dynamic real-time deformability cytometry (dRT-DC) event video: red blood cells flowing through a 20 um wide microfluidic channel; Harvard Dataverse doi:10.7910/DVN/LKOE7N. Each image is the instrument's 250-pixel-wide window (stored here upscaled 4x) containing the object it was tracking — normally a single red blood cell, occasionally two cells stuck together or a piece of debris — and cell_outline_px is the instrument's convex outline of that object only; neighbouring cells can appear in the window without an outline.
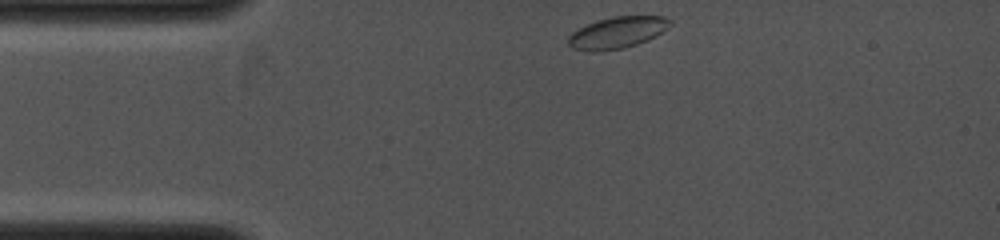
{"species": "common noctule bat (a hibernating species)", "species_latin": "Nyctalus noctula", "temperature_condition": "cold", "stored_images_in_passage": 48, "camera_frame_rate_fps": 4000, "um_per_image_px": 0.085, "animal": {"sex": "female", "body_mass_g": 19.0, "forearm_length_mm": 53.3}, "frame": {"image": 1, "passage_image": 1, "time_ms": 0.0, "image_size_px": [1000, 240], "cell_outline_px": [[672, 24], [668, 28], [656, 36], [648, 40], [624, 48], [600, 52], [592, 52], [572, 48], [568, 44], [568, 36], [572, 32], [596, 20], [612, 16], [664, 16], [672, 20]], "centroid_in_image_um": [52.48, 2.77], "position_along_channel_um": 32.5, "area_um2": 18.96}}
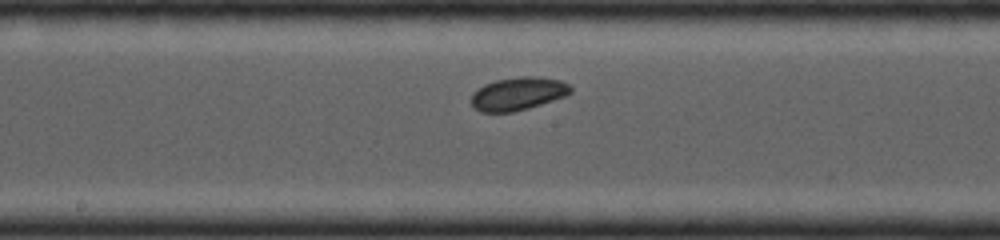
{"frame": {"image": 2, "passage_image": 27, "time_ms": 4.25, "image_size_px": [1000, 240], "cell_outline_px": [[572, 92], [564, 96], [528, 108], [512, 112], [480, 112], [472, 104], [472, 96], [484, 84], [496, 80], [524, 76], [532, 76], [560, 80], [568, 84], [572, 88]], "centroid_in_image_um": [44.05, 7.96], "position_along_channel_um": 204.2, "area_um2": 18.73}}
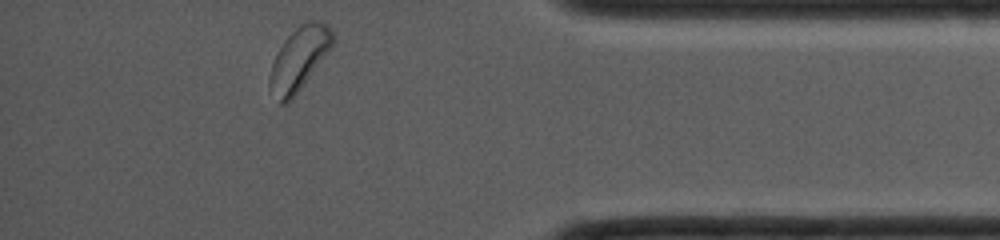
{"frame": {"image": 3, "passage_image": 48, "time_ms": 8.75, "image_size_px": [1000, 240], "cell_outline_px": [[332, 48], [300, 88], [284, 104], [280, 104], [268, 84], [268, 80], [272, 64], [284, 40], [300, 24], [308, 20], [320, 20], [328, 24], [332, 32]], "centroid_in_image_um": [25.44, 4.94], "position_along_channel_um": 409.8, "area_um2": 22.6}}